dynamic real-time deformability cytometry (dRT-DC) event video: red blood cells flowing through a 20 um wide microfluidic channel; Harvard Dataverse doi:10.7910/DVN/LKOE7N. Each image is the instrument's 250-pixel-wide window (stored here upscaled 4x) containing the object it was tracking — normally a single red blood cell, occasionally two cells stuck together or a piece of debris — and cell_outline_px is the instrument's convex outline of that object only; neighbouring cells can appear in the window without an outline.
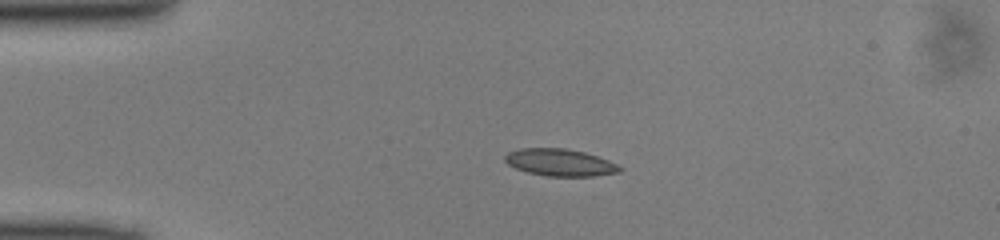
{"species": "common noctule bat (a hibernating species)", "species_latin": "Nyctalus noctula", "temperature_condition": "cold", "stored_images_in_passage": 39, "camera_frame_rate_fps": 3000, "um_per_image_px": 0.085, "animal": {"sex": "male", "body_mass_g": 13.0, "forearm_length_mm": 53.1}, "frame": {"image": 1, "passage_image": 1, "time_ms": 0.0, "image_size_px": [1000, 240], "cell_outline_px": [[624, 168], [620, 172], [592, 176], [548, 176], [528, 172], [516, 168], [508, 164], [504, 160], [504, 156], [508, 152], [520, 148], [564, 148], [584, 152], [608, 160]], "centroid_in_image_um": [47.59, 13.81], "position_along_channel_um": 37.4, "area_um2": 18.03}}
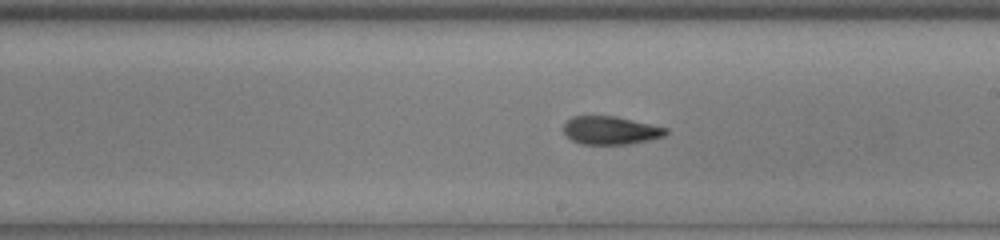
{"frame": {"image": 2, "passage_image": 18, "time_ms": 5.667, "image_size_px": [1000, 240], "cell_outline_px": [[668, 132], [664, 136], [648, 140], [628, 144], [580, 144], [564, 136], [564, 124], [572, 116], [616, 116], [668, 128]], "centroid_in_image_um": [51.88, 11.08], "position_along_channel_um": 237.1, "area_um2": 16.82}}
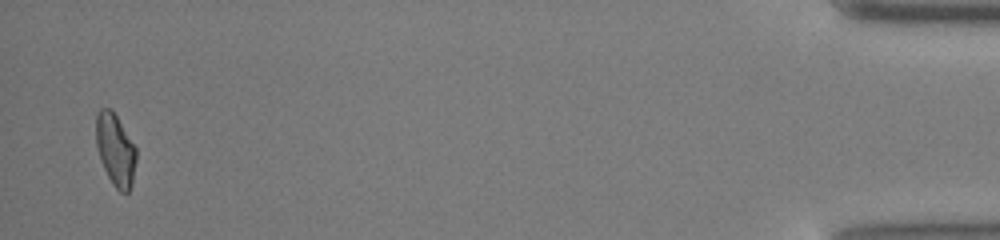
{"frame": {"image": 3, "passage_image": 38, "time_ms": 12.333, "image_size_px": [1000, 240], "cell_outline_px": [[136, 160], [132, 184], [128, 192], [120, 192], [112, 184], [100, 160], [96, 144], [96, 112], [100, 108], [112, 108], [136, 148]], "centroid_in_image_um": [9.8, 12.71], "position_along_channel_um": 425.4, "area_um2": 16.94}}